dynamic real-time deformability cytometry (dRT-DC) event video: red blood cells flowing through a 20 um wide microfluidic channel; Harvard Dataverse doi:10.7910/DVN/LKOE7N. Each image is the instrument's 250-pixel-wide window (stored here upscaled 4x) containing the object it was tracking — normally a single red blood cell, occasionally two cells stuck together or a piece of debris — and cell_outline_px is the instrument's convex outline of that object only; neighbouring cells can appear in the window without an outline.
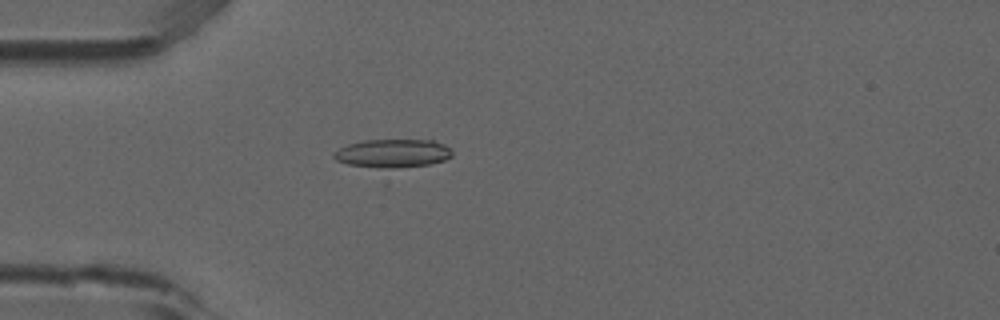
{"species": "common noctule bat (a hibernating species)", "species_latin": "Nyctalus noctula", "temperature_condition": "room temperature", "stored_images_in_passage": 3, "camera_frame_rate_fps": 3000, "um_per_image_px": 0.085, "animal": {"sex": "male", "forearm_length_mm": 52.5}, "frame": {"image": 1, "passage_image": 3, "time_ms": 0.667, "image_size_px": [1000, 320], "cell_outline_px": [[452, 156], [444, 160], [428, 164], [392, 168], [380, 168], [348, 164], [336, 160], [332, 156], [340, 148], [348, 144], [364, 140], [432, 140], [444, 144], [452, 152]], "centroid_in_image_um": [33.38, 13.03], "position_along_channel_um": 51.6, "area_um2": 19.31}}